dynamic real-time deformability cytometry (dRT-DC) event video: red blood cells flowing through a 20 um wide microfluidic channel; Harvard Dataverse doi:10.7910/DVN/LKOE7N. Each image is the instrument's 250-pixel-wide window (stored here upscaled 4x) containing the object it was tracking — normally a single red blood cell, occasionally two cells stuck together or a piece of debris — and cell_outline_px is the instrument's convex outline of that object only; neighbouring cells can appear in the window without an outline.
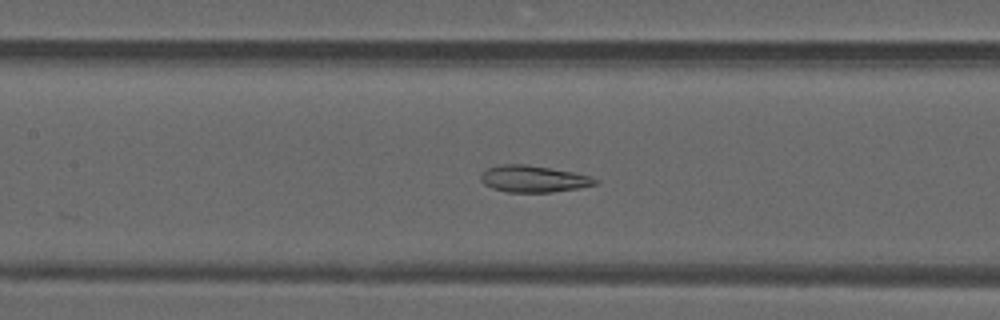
{"species": "common noctule bat (a hibernating species)", "species_latin": "Nyctalus noctula", "temperature_condition": "warm", "stored_images_in_passage": 36, "camera_frame_rate_fps": 3000, "um_per_image_px": 0.085, "animal": {"sex": "male", "forearm_length_mm": 52.5}, "frame": {"image": 1, "passage_image": 10, "time_ms": 3.0, "image_size_px": [1000, 320], "cell_outline_px": [[600, 180], [596, 184], [580, 188], [552, 192], [508, 192], [492, 188], [484, 184], [480, 180], [480, 172], [488, 168], [504, 164], [524, 164], [576, 172], [592, 176]], "centroid_in_image_um": [45.37, 15.2], "position_along_channel_um": 162.0, "area_um2": 17.98}}
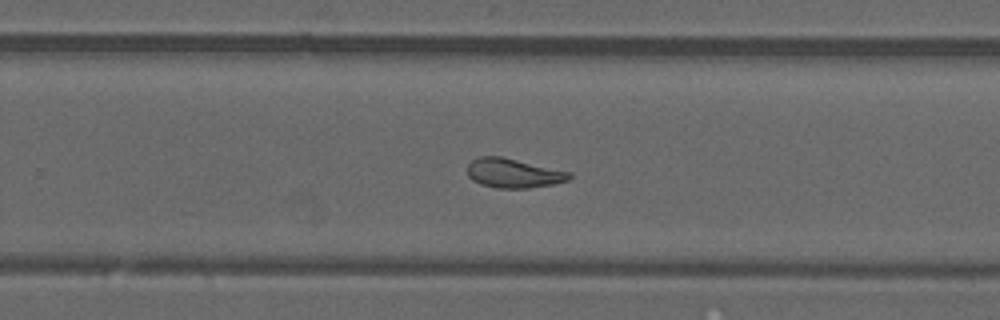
{"frame": {"image": 2, "passage_image": 19, "time_ms": 6.0, "image_size_px": [1000, 320], "cell_outline_px": [[572, 176], [568, 180], [552, 184], [528, 188], [496, 188], [480, 184], [472, 180], [468, 176], [468, 164], [472, 160], [480, 156], [500, 156], [572, 172]], "centroid_in_image_um": [43.63, 14.72], "position_along_channel_um": 286.2, "area_um2": 17.4}}
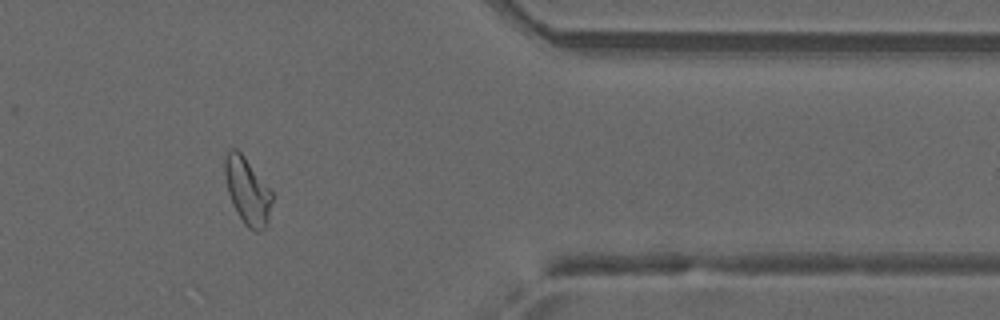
{"frame": {"image": 3, "passage_image": 28, "time_ms": 9.0, "image_size_px": [1000, 320], "cell_outline_px": [[272, 200], [268, 220], [264, 228], [260, 232], [256, 232], [248, 228], [244, 224], [232, 204], [228, 192], [224, 176], [224, 160], [228, 152], [232, 148], [236, 148], [244, 156], [272, 192]], "centroid_in_image_um": [21.01, 16.25], "position_along_channel_um": 390.4, "area_um2": 18.21}, "authors_computed_cell_mechanics": {"area_um2": 18.0047, "velocity_mm_per_s": 4.1657, "shape_relaxation_time_tau1_ms": null, "shape_relaxation_time_tau2_ms": 2.5478, "deformation_change_tau1": null, "deformation_change_tau2": 0.0991}}